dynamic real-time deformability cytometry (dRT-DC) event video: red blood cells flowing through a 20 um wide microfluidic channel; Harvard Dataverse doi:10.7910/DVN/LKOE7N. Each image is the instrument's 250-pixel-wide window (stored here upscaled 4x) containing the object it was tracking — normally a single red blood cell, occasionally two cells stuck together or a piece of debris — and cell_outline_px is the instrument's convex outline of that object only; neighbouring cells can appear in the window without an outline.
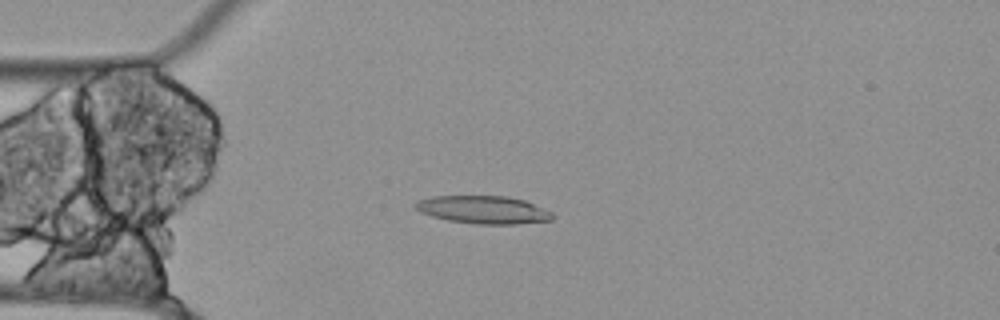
{"species": "Egyptian fruit bat (a non-hibernating species)", "species_latin": "Rousettus aegyptiacus", "temperature_condition": "cold", "stored_images_in_passage": 47, "camera_frame_rate_fps": 3000, "um_per_image_px": 0.085, "animal": {"sex": "female"}, "frame": {"image": 1, "passage_image": 5, "time_ms": 1.333, "image_size_px": [1000, 320], "cell_outline_px": [[552, 220], [516, 224], [476, 224], [448, 220], [432, 216], [420, 212], [412, 204], [420, 200], [432, 196], [508, 196], [524, 200], [552, 212]], "centroid_in_image_um": [41.07, 17.82], "position_along_channel_um": 43.9, "area_um2": 22.14}}
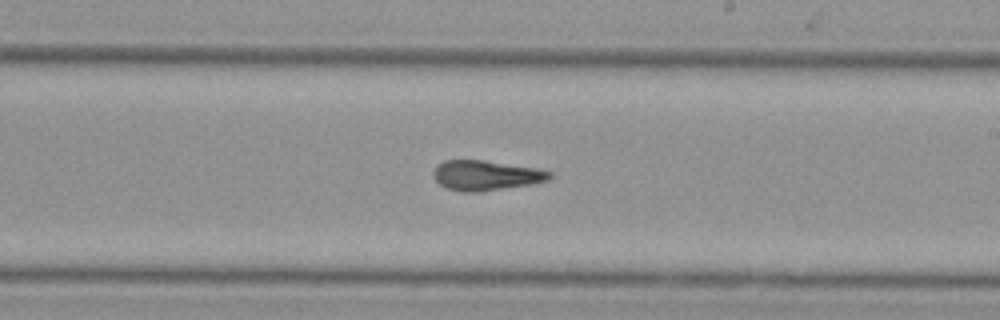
{"frame": {"image": 2, "passage_image": 23, "time_ms": 7.333, "image_size_px": [1000, 320], "cell_outline_px": [[552, 176], [548, 180], [532, 184], [476, 192], [464, 192], [448, 188], [440, 184], [432, 176], [432, 172], [436, 164], [444, 160], [484, 160], [540, 168], [552, 172]], "centroid_in_image_um": [41.3, 14.89], "position_along_channel_um": 247.7, "area_um2": 20.46}}
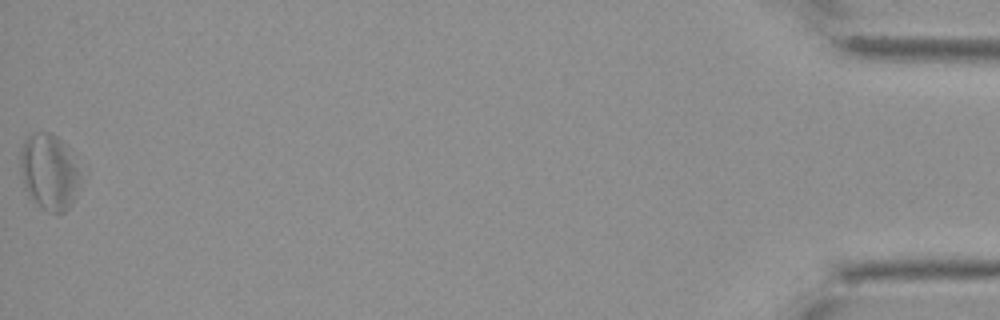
{"frame": {"image": 3, "passage_image": 47, "time_ms": 15.333, "image_size_px": [1000, 320], "cell_outline_px": [[80, 168], [72, 204], [64, 212], [48, 212], [28, 196], [24, 188], [20, 168], [20, 152], [24, 140], [32, 132], [48, 132], [56, 136], [60, 140]], "centroid_in_image_um": [4.12, 14.6], "position_along_channel_um": 431.1, "area_um2": 26.13}, "authors_computed_cell_mechanics": {"area_um2": 21.3282, "velocity_mm_per_s": 3.4978, "shape_relaxation_time_tau1_ms": null, "shape_relaxation_time_tau2_ms": 4.5419, "deformation_change_tau1": null, "deformation_change_tau2": 0.1396}}